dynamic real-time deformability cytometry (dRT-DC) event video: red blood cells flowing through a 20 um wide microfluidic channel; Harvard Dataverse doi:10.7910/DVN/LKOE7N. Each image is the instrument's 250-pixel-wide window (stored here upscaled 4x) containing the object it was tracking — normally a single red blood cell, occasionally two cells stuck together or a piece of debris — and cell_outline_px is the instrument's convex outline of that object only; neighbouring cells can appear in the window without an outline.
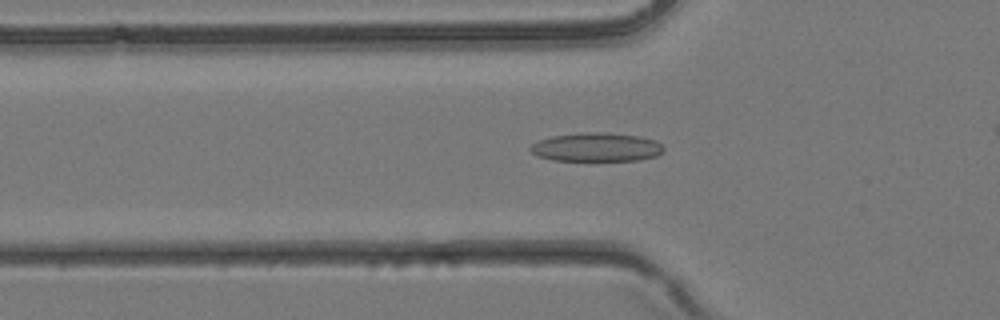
{"species": "common noctule bat (a hibernating species)", "species_latin": "Nyctalus noctula", "temperature_condition": "room temperature", "stored_images_in_passage": 27, "camera_frame_rate_fps": 3000, "um_per_image_px": 0.085, "animal": {"sex": "female", "body_mass_g": 24.6, "forearm_length_mm": 56.2}, "frame": {"image": 1, "passage_image": 7, "time_ms": 2.0, "image_size_px": [1000, 320], "cell_outline_px": [[664, 148], [656, 156], [640, 160], [552, 160], [536, 156], [528, 148], [536, 140], [552, 136], [580, 132], [604, 132], [640, 136], [656, 140]], "centroid_in_image_um": [50.65, 12.5], "position_along_channel_um": 75.1, "area_um2": 22.43}}
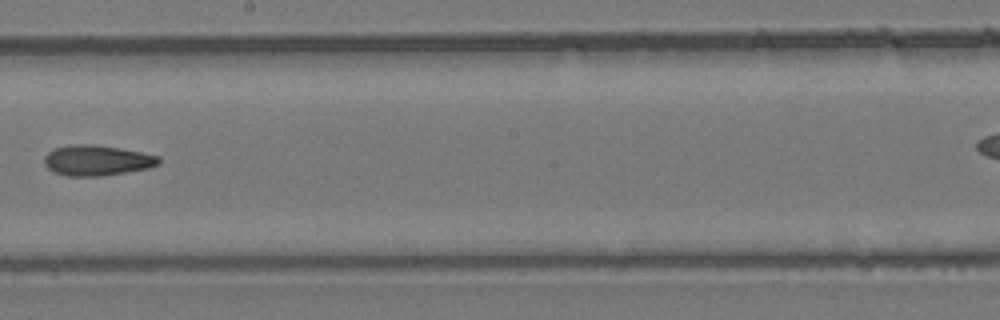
{"frame": {"image": 2, "passage_image": 16, "time_ms": 5.0, "image_size_px": [1000, 320], "cell_outline_px": [[160, 164], [148, 168], [104, 176], [68, 176], [56, 172], [48, 168], [44, 164], [44, 156], [48, 152], [56, 148], [72, 144], [92, 144], [120, 148], [160, 156]], "centroid_in_image_um": [8.25, 13.63], "position_along_channel_um": 239.9, "area_um2": 20.29}}
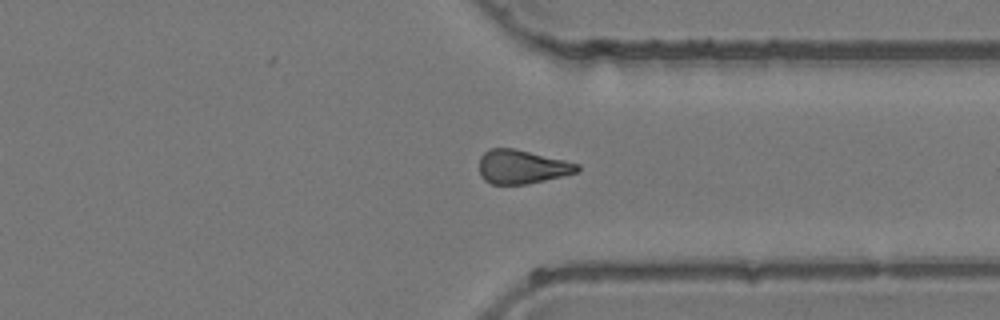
{"frame": {"image": 3, "passage_image": 23, "time_ms": 7.333, "image_size_px": [1000, 320], "cell_outline_px": [[580, 168], [576, 172], [528, 184], [492, 184], [484, 180], [480, 176], [480, 156], [488, 148], [512, 148], [564, 160], [580, 164]], "centroid_in_image_um": [44.32, 14.18], "position_along_channel_um": 367.1, "area_um2": 19.13}}